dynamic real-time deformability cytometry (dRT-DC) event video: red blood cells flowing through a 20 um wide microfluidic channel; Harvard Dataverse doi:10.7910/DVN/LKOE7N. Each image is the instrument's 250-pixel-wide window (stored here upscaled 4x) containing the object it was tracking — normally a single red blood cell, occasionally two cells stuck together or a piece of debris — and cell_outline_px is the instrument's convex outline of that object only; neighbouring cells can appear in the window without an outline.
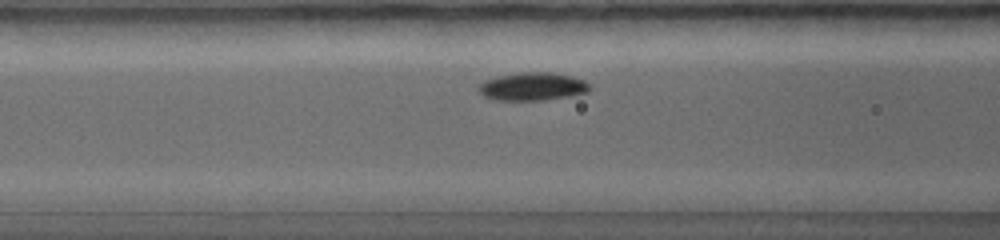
{"species": "common noctule bat (a hibernating species)", "species_latin": "Nyctalus noctula", "temperature_condition": "warm", "stored_images_in_passage": 31, "camera_frame_rate_fps": 5000, "um_per_image_px": 0.085, "animal": {"sex": "female", "body_mass_g": 19.0, "forearm_length_mm": 56.7}, "frame": {"image": 1, "passage_image": 9, "time_ms": 1.6, "image_size_px": [1000, 240], "cell_outline_px": [[588, 92], [568, 96], [540, 100], [496, 100], [484, 96], [480, 92], [480, 84], [484, 80], [496, 76], [520, 72], [548, 72], [572, 76], [584, 80], [588, 84]], "centroid_in_image_um": [45.24, 7.34], "position_along_channel_um": 121.4, "area_um2": 17.92}}
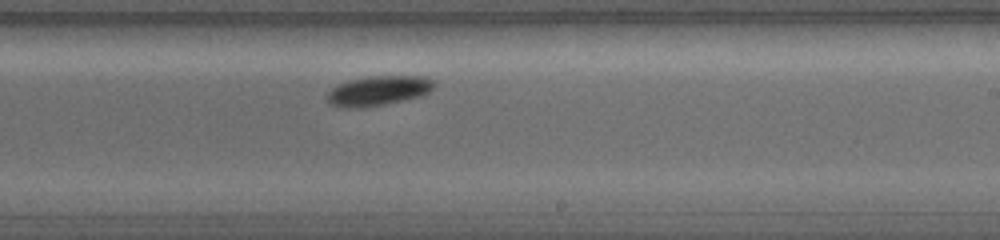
{"frame": {"image": 2, "passage_image": 19, "time_ms": 3.6, "image_size_px": [1000, 240], "cell_outline_px": [[432, 88], [428, 92], [420, 96], [364, 108], [336, 108], [328, 104], [328, 92], [332, 88], [340, 84], [352, 80], [368, 76], [424, 76], [432, 80]], "centroid_in_image_um": [32.09, 7.73], "position_along_channel_um": 256.9, "area_um2": 18.32}}
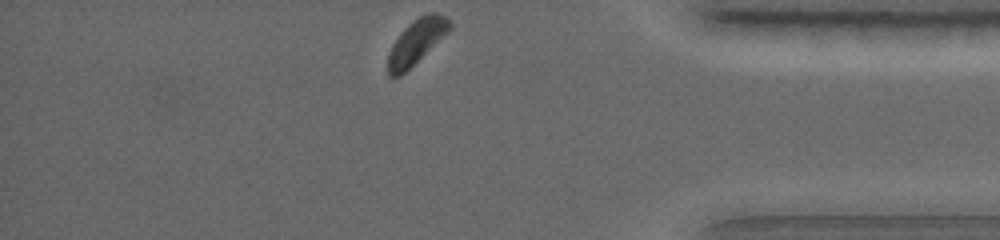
{"frame": {"image": 3, "passage_image": 31, "time_ms": 6.0, "image_size_px": [1000, 240], "cell_outline_px": [[452, 28], [448, 32], [400, 76], [388, 76], [388, 52], [392, 44], [400, 32], [408, 24], [420, 16], [428, 12], [436, 12], [444, 16], [452, 24]], "centroid_in_image_um": [35.38, 3.52], "position_along_channel_um": 399.8, "area_um2": 15.78}}